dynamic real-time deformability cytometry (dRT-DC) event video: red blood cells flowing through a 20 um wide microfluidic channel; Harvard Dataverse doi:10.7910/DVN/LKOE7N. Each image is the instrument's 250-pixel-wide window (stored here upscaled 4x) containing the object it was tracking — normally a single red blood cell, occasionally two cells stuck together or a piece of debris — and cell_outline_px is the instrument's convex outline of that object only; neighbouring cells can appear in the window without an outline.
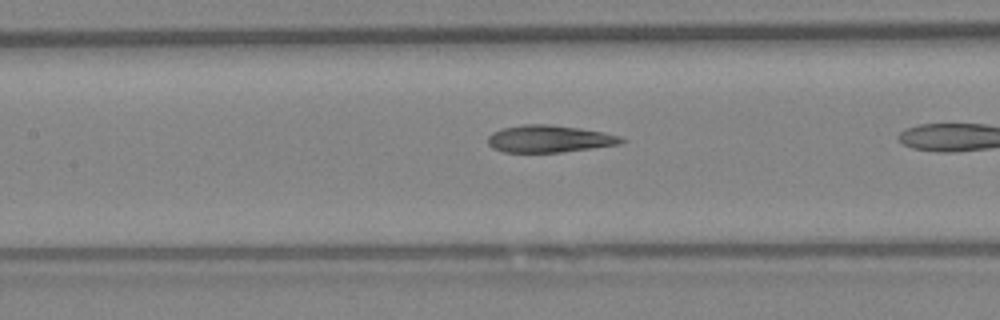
{"species": "Egyptian fruit bat (a non-hibernating species)", "species_latin": "Rousettus aegyptiacus", "temperature_condition": "warm", "stored_images_in_passage": 6, "segment_of_instrument_passage": [2, 2], "camera_frame_rate_fps": 3000, "um_per_image_px": 0.085, "animal": {"sex": "female"}, "frame": {"image": 1, "passage_image": 6, "time_ms": 1.667, "image_size_px": [1000, 320], "cell_outline_px": [[628, 140], [620, 144], [592, 148], [560, 152], [504, 152], [492, 148], [488, 144], [488, 136], [492, 132], [500, 128], [524, 124], [548, 124], [580, 128], [604, 132], [620, 136]], "centroid_in_image_um": [46.68, 11.79], "position_along_channel_um": 160.7, "area_um2": 21.27}}